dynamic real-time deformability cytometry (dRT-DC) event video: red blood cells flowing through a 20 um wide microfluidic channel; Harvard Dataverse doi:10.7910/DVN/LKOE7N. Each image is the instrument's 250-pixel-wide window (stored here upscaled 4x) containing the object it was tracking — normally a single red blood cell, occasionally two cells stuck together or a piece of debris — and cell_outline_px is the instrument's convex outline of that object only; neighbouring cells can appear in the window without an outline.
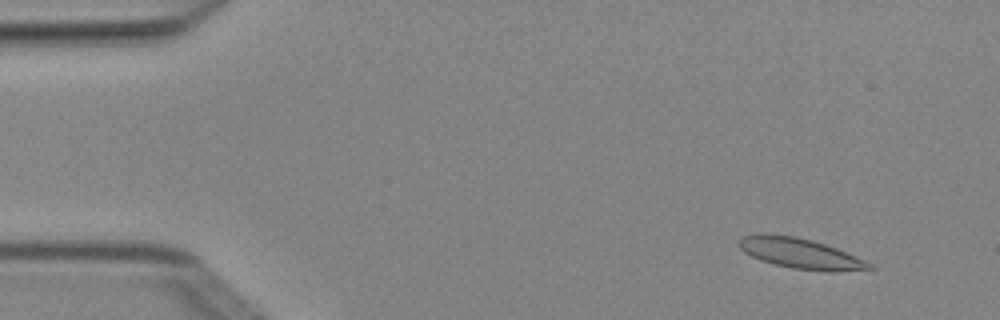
{"species": "Egyptian fruit bat (a non-hibernating species)", "species_latin": "Rousettus aegyptiacus", "temperature_condition": "cold", "stored_images_in_passage": 7, "camera_frame_rate_fps": 3000, "um_per_image_px": 0.085, "animal": {"sex": "female"}, "frame": {"image": 1, "passage_image": 1, "time_ms": 0.0, "image_size_px": [1000, 320], "cell_outline_px": [[876, 268], [832, 272], [828, 272], [792, 268], [760, 260], [744, 252], [740, 248], [736, 240], [744, 236], [756, 232], [764, 232], [796, 236], [812, 240], [836, 248], [856, 256], [872, 264]], "centroid_in_image_um": [67.97, 21.51], "position_along_channel_um": 17.0, "area_um2": 23.29}}
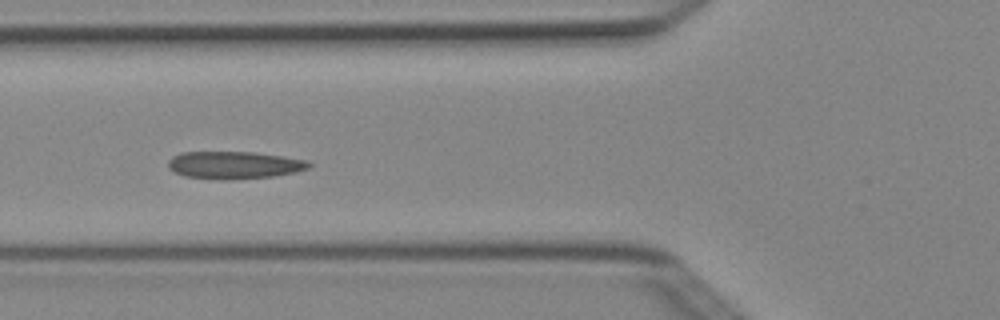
{"frame": {"image": 2, "passage_image": 5, "time_ms": 1.333, "image_size_px": [1000, 320], "cell_outline_px": [[312, 164], [308, 168], [296, 172], [272, 176], [228, 180], [224, 180], [184, 176], [168, 168], [168, 160], [172, 156], [180, 152], [252, 152], [284, 156], [308, 160]], "centroid_in_image_um": [19.91, 14.02], "position_along_channel_um": 105.9, "area_um2": 22.6}}
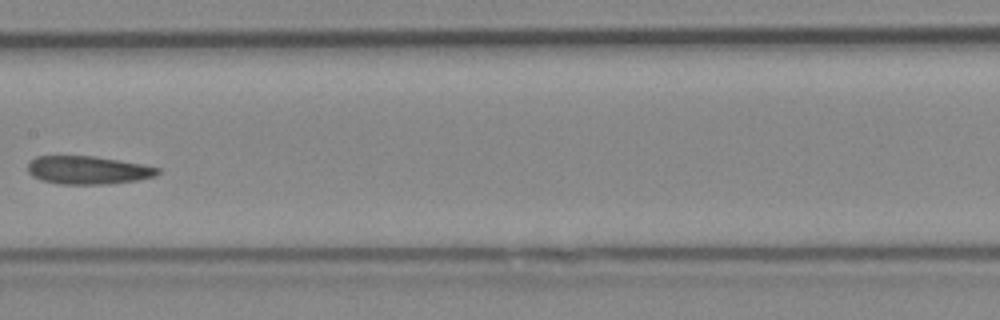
{"frame": {"image": 3, "passage_image": 7, "time_ms": 2.0, "image_size_px": [1000, 320], "cell_outline_px": [[160, 172], [156, 176], [136, 180], [108, 184], [60, 184], [40, 180], [32, 176], [28, 172], [28, 160], [36, 156], [96, 156], [140, 164], [160, 168]], "centroid_in_image_um": [7.43, 14.46], "position_along_channel_um": 200.0, "area_um2": 21.39}}